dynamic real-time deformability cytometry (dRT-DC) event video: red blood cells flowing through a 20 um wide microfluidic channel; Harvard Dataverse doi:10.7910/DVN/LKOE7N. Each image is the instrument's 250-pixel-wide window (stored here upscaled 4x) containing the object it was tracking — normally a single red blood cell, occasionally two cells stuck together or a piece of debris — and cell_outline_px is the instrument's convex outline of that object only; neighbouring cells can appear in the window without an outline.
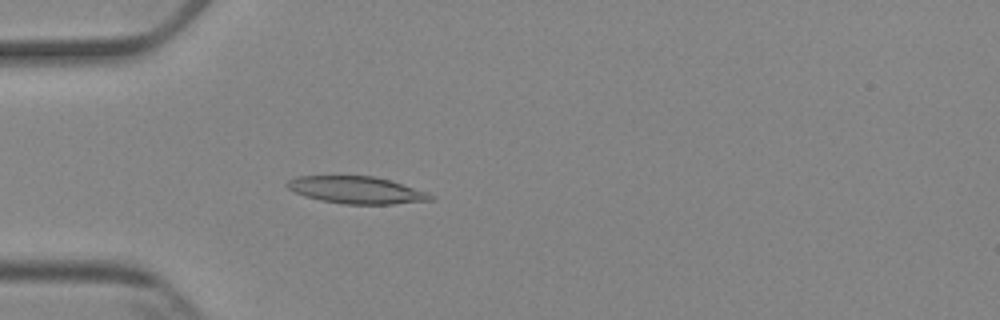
{"species": "Egyptian fruit bat (a non-hibernating species)", "species_latin": "Rousettus aegyptiacus", "temperature_condition": "cold", "stored_images_in_passage": 5, "camera_frame_rate_fps": 3000, "um_per_image_px": 0.085, "animal": {"sex": "female"}, "frame": {"image": 1, "passage_image": 5, "time_ms": 4.667, "image_size_px": [1000, 320], "cell_outline_px": [[436, 200], [392, 204], [344, 204], [320, 200], [304, 196], [288, 188], [284, 184], [288, 180], [296, 176], [372, 176], [388, 180], [428, 192], [436, 196]], "centroid_in_image_um": [30.32, 16.16], "position_along_channel_um": 54.7, "area_um2": 22.72}}